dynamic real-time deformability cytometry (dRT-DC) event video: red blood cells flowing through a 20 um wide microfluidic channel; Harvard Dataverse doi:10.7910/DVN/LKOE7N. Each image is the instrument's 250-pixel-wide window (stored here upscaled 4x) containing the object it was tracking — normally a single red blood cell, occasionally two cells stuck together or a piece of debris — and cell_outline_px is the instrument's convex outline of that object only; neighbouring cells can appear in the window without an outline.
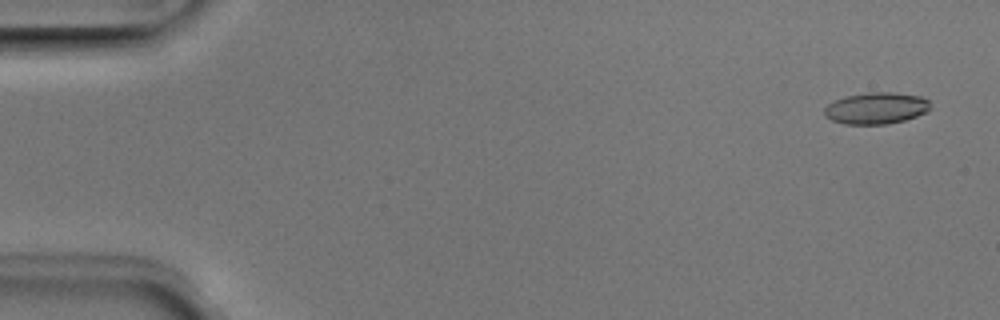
{"species": "Egyptian fruit bat (a non-hibernating species)", "species_latin": "Rousettus aegyptiacus", "temperature_condition": "room temperature", "stored_images_in_passage": 52, "camera_frame_rate_fps": 3000, "um_per_image_px": 0.085, "animal": {"sex": "male"}, "frame": {"image": 1, "passage_image": 3, "time_ms": 0.667, "image_size_px": [1000, 320], "cell_outline_px": [[932, 108], [928, 112], [904, 120], [888, 124], [844, 124], [832, 120], [824, 116], [824, 108], [828, 104], [844, 96], [868, 92], [892, 92], [920, 96], [928, 100]], "centroid_in_image_um": [74.48, 9.19], "position_along_channel_um": 10.5, "area_um2": 19.65}}
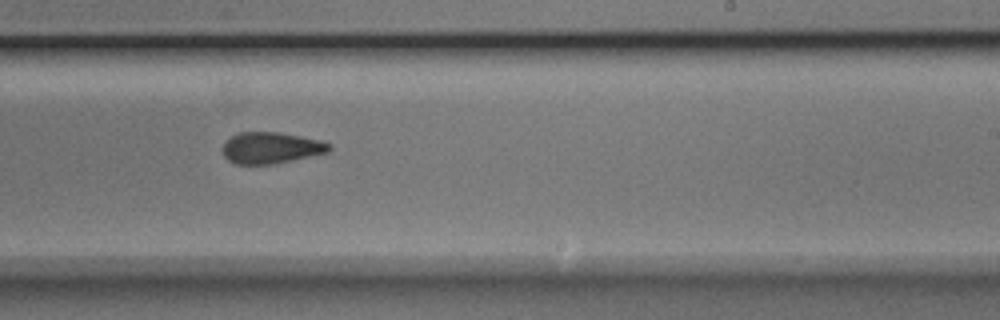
{"frame": {"image": 2, "passage_image": 32, "time_ms": 10.333, "image_size_px": [1000, 320], "cell_outline_px": [[332, 148], [328, 152], [276, 164], [236, 164], [228, 160], [224, 156], [224, 144], [232, 136], [240, 132], [280, 132], [320, 140], [332, 144]], "centroid_in_image_um": [23.07, 12.57], "position_along_channel_um": 265.9, "area_um2": 19.42}}
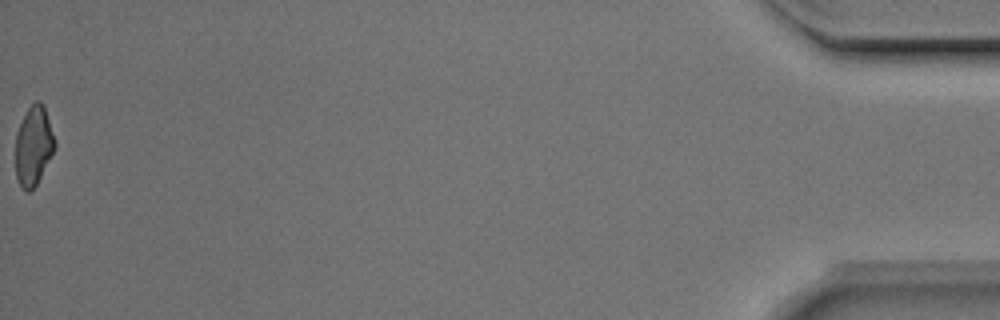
{"frame": {"image": 3, "passage_image": 52, "time_ms": 17.0, "image_size_px": [1000, 320], "cell_outline_px": [[56, 148], [36, 184], [28, 192], [24, 192], [20, 188], [16, 176], [16, 132], [28, 108], [36, 100], [40, 100], [44, 104], [56, 140]], "centroid_in_image_um": [2.86, 12.38], "position_along_channel_um": 432.3, "area_um2": 18.32}, "authors_computed_cell_mechanics": {"area_um2": 19.7676, "velocity_mm_per_s": 3.9865, "shape_relaxation_time_tau1_ms": 3.9477, "shape_relaxation_time_tau2_ms": 2.7345, "deformation_change_tau1": 0.1124, "deformation_change_tau2": 0.0971}}